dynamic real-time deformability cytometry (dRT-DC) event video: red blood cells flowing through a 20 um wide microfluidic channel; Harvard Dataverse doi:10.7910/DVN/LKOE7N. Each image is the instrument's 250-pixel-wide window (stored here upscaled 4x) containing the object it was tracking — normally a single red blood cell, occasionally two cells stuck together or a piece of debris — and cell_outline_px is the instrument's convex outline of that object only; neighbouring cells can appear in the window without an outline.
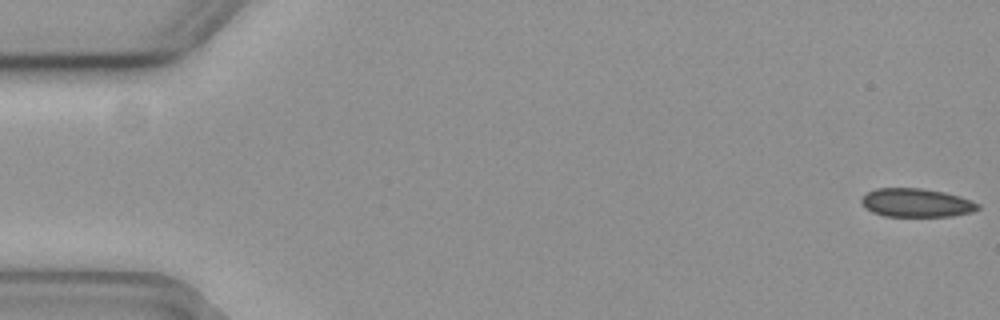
{"species": "common noctule bat (a hibernating species)", "species_latin": "Nyctalus noctula", "temperature_condition": "cold", "stored_images_in_passage": 57, "camera_frame_rate_fps": 3000, "um_per_image_px": 0.085, "animal": {"sex": "female", "body_mass_g": 19.3, "forearm_length_mm": 54.1}, "frame": {"image": 1, "passage_image": 1, "time_ms": 0.0, "image_size_px": [1000, 320], "cell_outline_px": [[980, 208], [972, 212], [948, 216], [884, 216], [872, 212], [860, 200], [860, 196], [876, 188], [920, 188], [944, 192], [960, 196], [980, 204]], "centroid_in_image_um": [77.89, 17.23], "position_along_channel_um": 7.1, "area_um2": 19.31}}
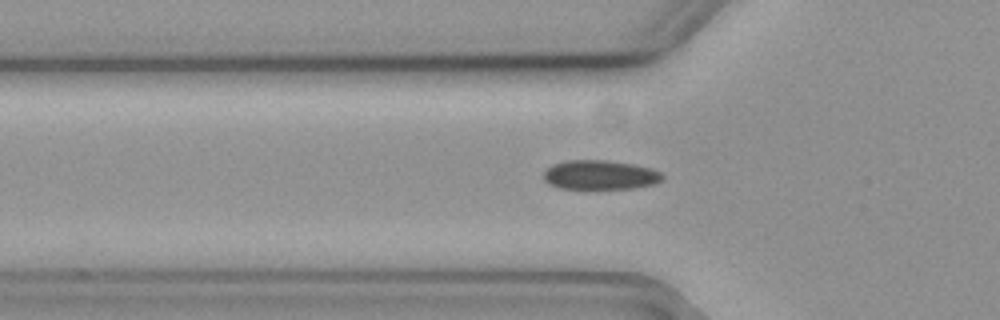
{"frame": {"image": 2, "passage_image": 19, "time_ms": 6.0, "image_size_px": [1000, 320], "cell_outline_px": [[664, 180], [656, 184], [632, 188], [560, 188], [548, 184], [544, 180], [544, 172], [552, 164], [568, 160], [604, 160], [632, 164], [652, 168], [660, 172], [664, 176]], "centroid_in_image_um": [51.03, 14.86], "position_along_channel_um": 74.8, "area_um2": 20.29}}
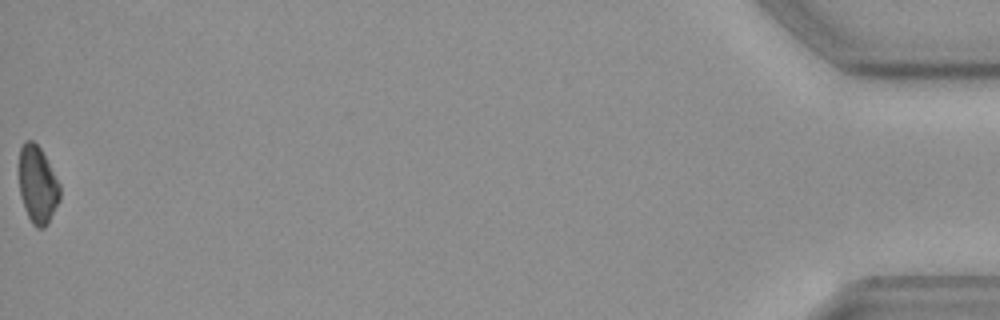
{"frame": {"image": 3, "passage_image": 57, "time_ms": 18.667, "image_size_px": [1000, 320], "cell_outline_px": [[60, 200], [48, 224], [44, 228], [36, 228], [32, 224], [24, 208], [20, 196], [20, 148], [24, 140], [32, 140], [40, 148], [60, 184]], "centroid_in_image_um": [3.2, 15.74], "position_along_channel_um": 432.0, "area_um2": 18.38}, "authors_computed_cell_mechanics": {"area_um2": 20.23, "velocity_mm_per_s": 3.6754, "shape_relaxation_time_tau1_ms": 8.1233, "shape_relaxation_time_tau2_ms": null, "deformation_change_tau1": 0.1172, "deformation_change_tau2": null}}